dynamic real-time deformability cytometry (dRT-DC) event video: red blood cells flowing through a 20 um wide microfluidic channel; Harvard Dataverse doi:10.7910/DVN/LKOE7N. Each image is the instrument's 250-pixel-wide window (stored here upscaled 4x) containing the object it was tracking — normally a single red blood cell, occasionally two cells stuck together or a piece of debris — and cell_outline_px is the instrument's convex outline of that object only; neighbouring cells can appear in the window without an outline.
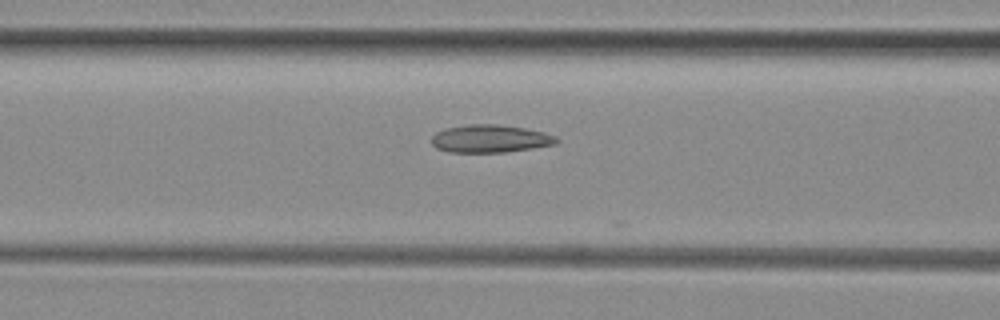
{"species": "common noctule bat (a hibernating species)", "species_latin": "Nyctalus noctula", "temperature_condition": "room temperature", "stored_images_in_passage": 10, "camera_frame_rate_fps": 3000, "um_per_image_px": 0.085, "animal": {"sex": "female", "body_mass_g": 29.2, "forearm_length_mm": 56.3}, "frame": {"image": 1, "passage_image": 5, "time_ms": 1.333, "image_size_px": [1000, 320], "cell_outline_px": [[560, 140], [556, 144], [532, 148], [504, 152], [448, 152], [436, 148], [432, 144], [432, 136], [436, 132], [444, 128], [468, 124], [496, 124], [524, 128], [544, 132], [556, 136]], "centroid_in_image_um": [41.66, 11.78], "position_along_channel_um": 124.9, "area_um2": 20.29}}
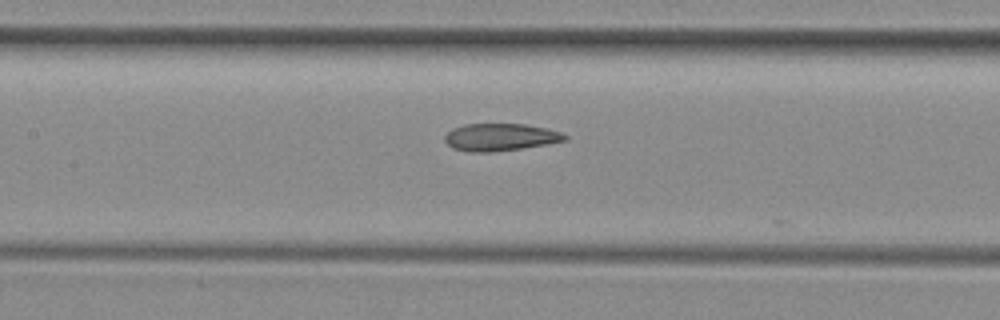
{"frame": {"image": 2, "passage_image": 8, "time_ms": 2.333, "image_size_px": [1000, 320], "cell_outline_px": [[568, 136], [564, 140], [544, 144], [520, 148], [492, 152], [468, 152], [452, 148], [444, 140], [444, 136], [452, 128], [464, 124], [524, 124], [548, 128], [564, 132]], "centroid_in_image_um": [42.5, 11.65], "position_along_channel_um": 164.9, "area_um2": 19.13}}